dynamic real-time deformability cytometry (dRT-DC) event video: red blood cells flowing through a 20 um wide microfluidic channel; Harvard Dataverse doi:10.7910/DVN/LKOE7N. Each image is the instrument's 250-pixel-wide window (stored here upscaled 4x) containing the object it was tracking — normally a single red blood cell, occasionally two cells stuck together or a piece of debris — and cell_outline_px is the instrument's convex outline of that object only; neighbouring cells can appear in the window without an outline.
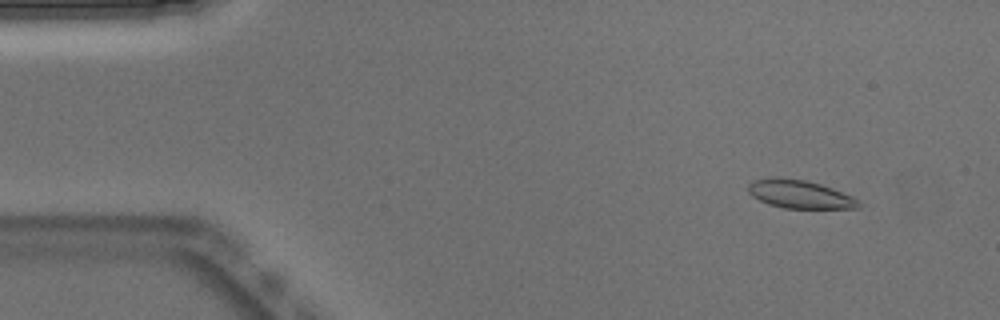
{"species": "Egyptian fruit bat (a non-hibernating species)", "species_latin": "Rousettus aegyptiacus", "temperature_condition": "warm", "stored_images_in_passage": 51, "camera_frame_rate_fps": 3000, "um_per_image_px": 0.085, "animal": {"sex": "male"}, "frame": {"image": 1, "passage_image": 5, "time_ms": 1.333, "image_size_px": [1000, 320], "cell_outline_px": [[860, 208], [784, 208], [768, 204], [752, 196], [748, 192], [748, 184], [752, 180], [776, 176], [804, 180], [820, 184], [832, 188], [852, 196], [860, 200]], "centroid_in_image_um": [67.96, 16.5], "position_along_channel_um": 17.0, "area_um2": 18.26}}
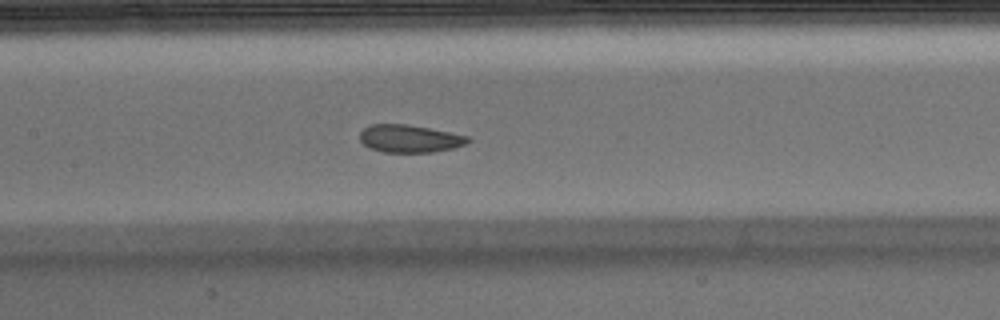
{"frame": {"image": 2, "passage_image": 24, "time_ms": 7.667, "image_size_px": [1000, 320], "cell_outline_px": [[472, 140], [464, 144], [452, 148], [432, 152], [384, 152], [368, 148], [360, 140], [360, 132], [368, 124], [408, 124], [468, 136]], "centroid_in_image_um": [34.77, 11.78], "position_along_channel_um": 172.6, "area_um2": 17.34}}
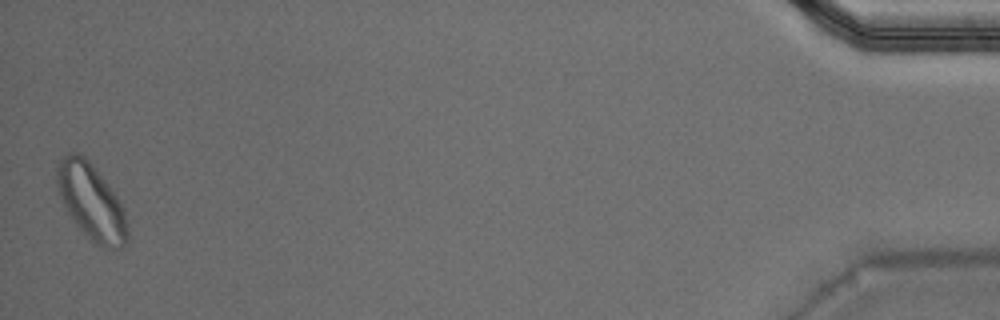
{"frame": {"image": 3, "passage_image": 51, "time_ms": 16.667, "image_size_px": [1000, 320], "cell_outline_px": [[128, 236], [124, 244], [120, 248], [104, 248], [96, 244], [76, 224], [68, 212], [60, 196], [56, 184], [56, 168], [60, 160], [68, 152], [80, 152], [88, 160], [108, 184], [124, 208], [128, 232]], "centroid_in_image_um": [7.75, 17.13], "position_along_channel_um": 427.4, "area_um2": 30.81}, "authors_computed_cell_mechanics": {"area_um2": 18.496, "velocity_mm_per_s": 3.885, "shape_relaxation_time_tau1_ms": 5.2949, "shape_relaxation_time_tau2_ms": 1.2395, "deformation_change_tau1": 0.1155, "deformation_change_tau2": 0.0396}}